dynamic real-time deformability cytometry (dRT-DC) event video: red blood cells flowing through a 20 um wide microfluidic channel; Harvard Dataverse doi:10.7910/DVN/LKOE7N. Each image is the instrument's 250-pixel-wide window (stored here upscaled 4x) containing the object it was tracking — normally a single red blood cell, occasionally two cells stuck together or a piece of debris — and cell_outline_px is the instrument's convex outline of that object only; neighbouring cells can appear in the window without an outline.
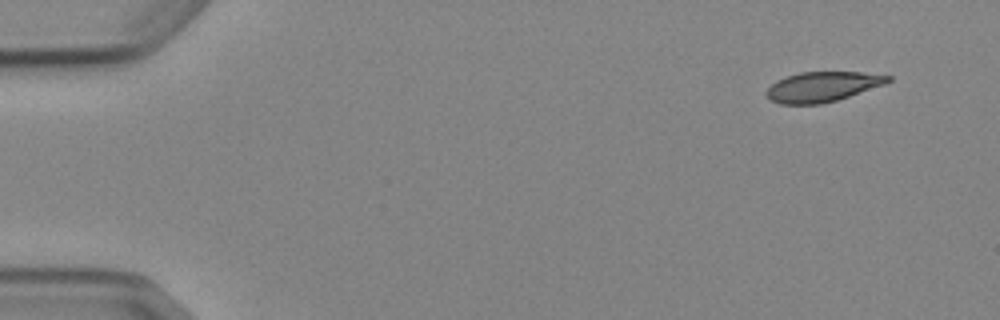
{"species": "Egyptian fruit bat (a non-hibernating species)", "species_latin": "Rousettus aegyptiacus", "temperature_condition": "cold", "stored_images_in_passage": 5, "camera_frame_rate_fps": 3000, "um_per_image_px": 0.085, "animal": {"sex": "female"}, "frame": {"image": 1, "passage_image": 1, "time_ms": 0.0, "image_size_px": [1000, 320], "cell_outline_px": [[892, 80], [884, 84], [836, 100], [820, 104], [780, 104], [764, 96], [764, 92], [776, 80], [784, 76], [800, 72], [860, 72], [892, 76]], "centroid_in_image_um": [69.85, 7.36], "position_along_channel_um": 15.2, "area_um2": 21.21}}
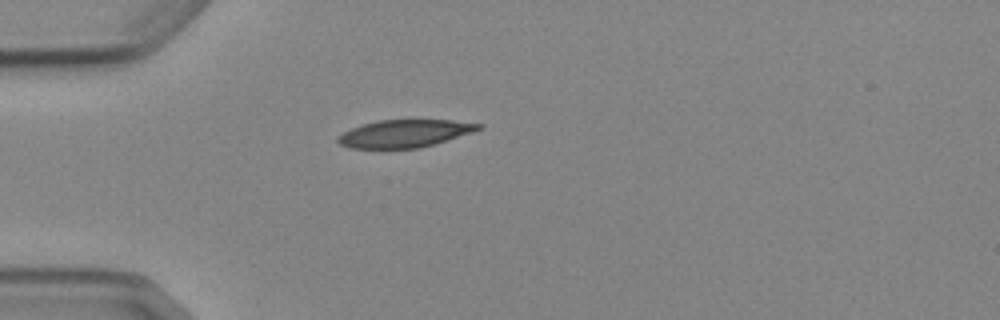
{"frame": {"image": 2, "passage_image": 4, "time_ms": 3.667, "image_size_px": [1000, 320], "cell_outline_px": [[484, 128], [472, 132], [420, 148], [352, 148], [340, 144], [336, 140], [336, 136], [352, 128], [364, 124], [380, 120], [452, 120], [484, 124]], "centroid_in_image_um": [34.41, 11.34], "position_along_channel_um": 50.6, "area_um2": 22.43}}